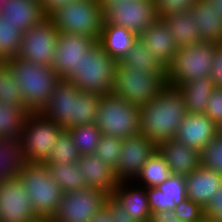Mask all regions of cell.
Returning a JSON list of instances; mask_svg holds the SVG:
<instances>
[{
  "mask_svg": "<svg viewBox=\"0 0 222 222\" xmlns=\"http://www.w3.org/2000/svg\"><path fill=\"white\" fill-rule=\"evenodd\" d=\"M186 114L181 92L166 85L151 102L140 107V133L157 146L175 139Z\"/></svg>",
  "mask_w": 222,
  "mask_h": 222,
  "instance_id": "1",
  "label": "cell"
},
{
  "mask_svg": "<svg viewBox=\"0 0 222 222\" xmlns=\"http://www.w3.org/2000/svg\"><path fill=\"white\" fill-rule=\"evenodd\" d=\"M102 95L83 92L75 84L60 79L47 106L41 111L64 130L96 123Z\"/></svg>",
  "mask_w": 222,
  "mask_h": 222,
  "instance_id": "2",
  "label": "cell"
},
{
  "mask_svg": "<svg viewBox=\"0 0 222 222\" xmlns=\"http://www.w3.org/2000/svg\"><path fill=\"white\" fill-rule=\"evenodd\" d=\"M20 86L24 104L29 112H41L51 99L56 84L60 81L50 66L38 65L22 58L7 61Z\"/></svg>",
  "mask_w": 222,
  "mask_h": 222,
  "instance_id": "3",
  "label": "cell"
},
{
  "mask_svg": "<svg viewBox=\"0 0 222 222\" xmlns=\"http://www.w3.org/2000/svg\"><path fill=\"white\" fill-rule=\"evenodd\" d=\"M18 178L28 192L37 218L50 222L60 207L64 192L52 179L48 166L45 163L26 162Z\"/></svg>",
  "mask_w": 222,
  "mask_h": 222,
  "instance_id": "4",
  "label": "cell"
},
{
  "mask_svg": "<svg viewBox=\"0 0 222 222\" xmlns=\"http://www.w3.org/2000/svg\"><path fill=\"white\" fill-rule=\"evenodd\" d=\"M117 62L108 55L97 41L83 57L79 69L66 80L83 91L100 95L112 93Z\"/></svg>",
  "mask_w": 222,
  "mask_h": 222,
  "instance_id": "5",
  "label": "cell"
},
{
  "mask_svg": "<svg viewBox=\"0 0 222 222\" xmlns=\"http://www.w3.org/2000/svg\"><path fill=\"white\" fill-rule=\"evenodd\" d=\"M96 125L105 136L127 139L140 133V107L113 93L100 100Z\"/></svg>",
  "mask_w": 222,
  "mask_h": 222,
  "instance_id": "6",
  "label": "cell"
},
{
  "mask_svg": "<svg viewBox=\"0 0 222 222\" xmlns=\"http://www.w3.org/2000/svg\"><path fill=\"white\" fill-rule=\"evenodd\" d=\"M48 18L58 32L87 35L98 41L103 25V9L97 0H73Z\"/></svg>",
  "mask_w": 222,
  "mask_h": 222,
  "instance_id": "7",
  "label": "cell"
},
{
  "mask_svg": "<svg viewBox=\"0 0 222 222\" xmlns=\"http://www.w3.org/2000/svg\"><path fill=\"white\" fill-rule=\"evenodd\" d=\"M166 85V75L145 73L117 62L112 93L141 107L151 102Z\"/></svg>",
  "mask_w": 222,
  "mask_h": 222,
  "instance_id": "8",
  "label": "cell"
},
{
  "mask_svg": "<svg viewBox=\"0 0 222 222\" xmlns=\"http://www.w3.org/2000/svg\"><path fill=\"white\" fill-rule=\"evenodd\" d=\"M215 44L200 42L179 48L166 67V84L177 87L196 78L210 77Z\"/></svg>",
  "mask_w": 222,
  "mask_h": 222,
  "instance_id": "9",
  "label": "cell"
},
{
  "mask_svg": "<svg viewBox=\"0 0 222 222\" xmlns=\"http://www.w3.org/2000/svg\"><path fill=\"white\" fill-rule=\"evenodd\" d=\"M63 130L58 123L47 118L42 112H29L23 122L20 136L26 162L45 163Z\"/></svg>",
  "mask_w": 222,
  "mask_h": 222,
  "instance_id": "10",
  "label": "cell"
},
{
  "mask_svg": "<svg viewBox=\"0 0 222 222\" xmlns=\"http://www.w3.org/2000/svg\"><path fill=\"white\" fill-rule=\"evenodd\" d=\"M158 20L153 0H123L103 9V25H117L138 37Z\"/></svg>",
  "mask_w": 222,
  "mask_h": 222,
  "instance_id": "11",
  "label": "cell"
},
{
  "mask_svg": "<svg viewBox=\"0 0 222 222\" xmlns=\"http://www.w3.org/2000/svg\"><path fill=\"white\" fill-rule=\"evenodd\" d=\"M58 30L47 17L23 33L18 58L38 65L52 66L58 40Z\"/></svg>",
  "mask_w": 222,
  "mask_h": 222,
  "instance_id": "12",
  "label": "cell"
},
{
  "mask_svg": "<svg viewBox=\"0 0 222 222\" xmlns=\"http://www.w3.org/2000/svg\"><path fill=\"white\" fill-rule=\"evenodd\" d=\"M109 195L96 188L63 193L60 207L50 222H89Z\"/></svg>",
  "mask_w": 222,
  "mask_h": 222,
  "instance_id": "13",
  "label": "cell"
},
{
  "mask_svg": "<svg viewBox=\"0 0 222 222\" xmlns=\"http://www.w3.org/2000/svg\"><path fill=\"white\" fill-rule=\"evenodd\" d=\"M157 150L158 146L142 133L123 139L118 165L114 170L118 181H134L142 166Z\"/></svg>",
  "mask_w": 222,
  "mask_h": 222,
  "instance_id": "14",
  "label": "cell"
},
{
  "mask_svg": "<svg viewBox=\"0 0 222 222\" xmlns=\"http://www.w3.org/2000/svg\"><path fill=\"white\" fill-rule=\"evenodd\" d=\"M0 222H40L18 177L0 183Z\"/></svg>",
  "mask_w": 222,
  "mask_h": 222,
  "instance_id": "15",
  "label": "cell"
},
{
  "mask_svg": "<svg viewBox=\"0 0 222 222\" xmlns=\"http://www.w3.org/2000/svg\"><path fill=\"white\" fill-rule=\"evenodd\" d=\"M96 42L87 35L59 32L51 66L57 76L66 80L76 69H79L83 57L86 56V51Z\"/></svg>",
  "mask_w": 222,
  "mask_h": 222,
  "instance_id": "16",
  "label": "cell"
},
{
  "mask_svg": "<svg viewBox=\"0 0 222 222\" xmlns=\"http://www.w3.org/2000/svg\"><path fill=\"white\" fill-rule=\"evenodd\" d=\"M218 127L205 114L187 113L175 139L201 152L218 134Z\"/></svg>",
  "mask_w": 222,
  "mask_h": 222,
  "instance_id": "17",
  "label": "cell"
},
{
  "mask_svg": "<svg viewBox=\"0 0 222 222\" xmlns=\"http://www.w3.org/2000/svg\"><path fill=\"white\" fill-rule=\"evenodd\" d=\"M185 183L187 198L206 209L214 195L221 189L222 175L200 166L185 176Z\"/></svg>",
  "mask_w": 222,
  "mask_h": 222,
  "instance_id": "18",
  "label": "cell"
},
{
  "mask_svg": "<svg viewBox=\"0 0 222 222\" xmlns=\"http://www.w3.org/2000/svg\"><path fill=\"white\" fill-rule=\"evenodd\" d=\"M172 174L187 176L201 166L200 152L172 139L158 145Z\"/></svg>",
  "mask_w": 222,
  "mask_h": 222,
  "instance_id": "19",
  "label": "cell"
},
{
  "mask_svg": "<svg viewBox=\"0 0 222 222\" xmlns=\"http://www.w3.org/2000/svg\"><path fill=\"white\" fill-rule=\"evenodd\" d=\"M77 164L88 187L96 188L108 195H112L119 184L113 168L94 153L81 154Z\"/></svg>",
  "mask_w": 222,
  "mask_h": 222,
  "instance_id": "20",
  "label": "cell"
},
{
  "mask_svg": "<svg viewBox=\"0 0 222 222\" xmlns=\"http://www.w3.org/2000/svg\"><path fill=\"white\" fill-rule=\"evenodd\" d=\"M112 196L138 222H150L151 211L146 188L134 181L119 182Z\"/></svg>",
  "mask_w": 222,
  "mask_h": 222,
  "instance_id": "21",
  "label": "cell"
},
{
  "mask_svg": "<svg viewBox=\"0 0 222 222\" xmlns=\"http://www.w3.org/2000/svg\"><path fill=\"white\" fill-rule=\"evenodd\" d=\"M0 14L22 33L47 18L39 0H6Z\"/></svg>",
  "mask_w": 222,
  "mask_h": 222,
  "instance_id": "22",
  "label": "cell"
},
{
  "mask_svg": "<svg viewBox=\"0 0 222 222\" xmlns=\"http://www.w3.org/2000/svg\"><path fill=\"white\" fill-rule=\"evenodd\" d=\"M139 39L145 48L166 67L171 63L178 50L170 31L161 19L146 29Z\"/></svg>",
  "mask_w": 222,
  "mask_h": 222,
  "instance_id": "23",
  "label": "cell"
},
{
  "mask_svg": "<svg viewBox=\"0 0 222 222\" xmlns=\"http://www.w3.org/2000/svg\"><path fill=\"white\" fill-rule=\"evenodd\" d=\"M209 0H198L192 10V19L201 34V42H222V17Z\"/></svg>",
  "mask_w": 222,
  "mask_h": 222,
  "instance_id": "24",
  "label": "cell"
},
{
  "mask_svg": "<svg viewBox=\"0 0 222 222\" xmlns=\"http://www.w3.org/2000/svg\"><path fill=\"white\" fill-rule=\"evenodd\" d=\"M139 37L130 30L117 25H102L100 47L116 62L121 61Z\"/></svg>",
  "mask_w": 222,
  "mask_h": 222,
  "instance_id": "25",
  "label": "cell"
},
{
  "mask_svg": "<svg viewBox=\"0 0 222 222\" xmlns=\"http://www.w3.org/2000/svg\"><path fill=\"white\" fill-rule=\"evenodd\" d=\"M184 97L187 113L205 114L207 101L216 86L210 77H201L177 86Z\"/></svg>",
  "mask_w": 222,
  "mask_h": 222,
  "instance_id": "26",
  "label": "cell"
},
{
  "mask_svg": "<svg viewBox=\"0 0 222 222\" xmlns=\"http://www.w3.org/2000/svg\"><path fill=\"white\" fill-rule=\"evenodd\" d=\"M161 20L170 31L178 49L201 42V34L192 19V10L187 13H175Z\"/></svg>",
  "mask_w": 222,
  "mask_h": 222,
  "instance_id": "27",
  "label": "cell"
},
{
  "mask_svg": "<svg viewBox=\"0 0 222 222\" xmlns=\"http://www.w3.org/2000/svg\"><path fill=\"white\" fill-rule=\"evenodd\" d=\"M25 163L20 137L0 138V183L18 177Z\"/></svg>",
  "mask_w": 222,
  "mask_h": 222,
  "instance_id": "28",
  "label": "cell"
},
{
  "mask_svg": "<svg viewBox=\"0 0 222 222\" xmlns=\"http://www.w3.org/2000/svg\"><path fill=\"white\" fill-rule=\"evenodd\" d=\"M118 63L120 65H130L133 69L141 70L145 73L166 75V66L145 48L139 38L130 51Z\"/></svg>",
  "mask_w": 222,
  "mask_h": 222,
  "instance_id": "29",
  "label": "cell"
},
{
  "mask_svg": "<svg viewBox=\"0 0 222 222\" xmlns=\"http://www.w3.org/2000/svg\"><path fill=\"white\" fill-rule=\"evenodd\" d=\"M45 164L49 168L52 179L61 187L64 193L88 188L78 164H64L61 162Z\"/></svg>",
  "mask_w": 222,
  "mask_h": 222,
  "instance_id": "30",
  "label": "cell"
},
{
  "mask_svg": "<svg viewBox=\"0 0 222 222\" xmlns=\"http://www.w3.org/2000/svg\"><path fill=\"white\" fill-rule=\"evenodd\" d=\"M172 175L165 158L157 150L142 166L134 182L145 188L157 187Z\"/></svg>",
  "mask_w": 222,
  "mask_h": 222,
  "instance_id": "31",
  "label": "cell"
},
{
  "mask_svg": "<svg viewBox=\"0 0 222 222\" xmlns=\"http://www.w3.org/2000/svg\"><path fill=\"white\" fill-rule=\"evenodd\" d=\"M29 113L26 107L0 102V138L16 139L21 136L23 122Z\"/></svg>",
  "mask_w": 222,
  "mask_h": 222,
  "instance_id": "32",
  "label": "cell"
},
{
  "mask_svg": "<svg viewBox=\"0 0 222 222\" xmlns=\"http://www.w3.org/2000/svg\"><path fill=\"white\" fill-rule=\"evenodd\" d=\"M23 33L0 14V62L17 58Z\"/></svg>",
  "mask_w": 222,
  "mask_h": 222,
  "instance_id": "33",
  "label": "cell"
},
{
  "mask_svg": "<svg viewBox=\"0 0 222 222\" xmlns=\"http://www.w3.org/2000/svg\"><path fill=\"white\" fill-rule=\"evenodd\" d=\"M0 102L7 105L26 107L20 86L7 62H0Z\"/></svg>",
  "mask_w": 222,
  "mask_h": 222,
  "instance_id": "34",
  "label": "cell"
},
{
  "mask_svg": "<svg viewBox=\"0 0 222 222\" xmlns=\"http://www.w3.org/2000/svg\"><path fill=\"white\" fill-rule=\"evenodd\" d=\"M56 147L52 150L45 163H71L77 164L81 153L68 130H63L57 138Z\"/></svg>",
  "mask_w": 222,
  "mask_h": 222,
  "instance_id": "35",
  "label": "cell"
},
{
  "mask_svg": "<svg viewBox=\"0 0 222 222\" xmlns=\"http://www.w3.org/2000/svg\"><path fill=\"white\" fill-rule=\"evenodd\" d=\"M68 131L81 154L94 153L102 136L96 123L76 126Z\"/></svg>",
  "mask_w": 222,
  "mask_h": 222,
  "instance_id": "36",
  "label": "cell"
},
{
  "mask_svg": "<svg viewBox=\"0 0 222 222\" xmlns=\"http://www.w3.org/2000/svg\"><path fill=\"white\" fill-rule=\"evenodd\" d=\"M157 188L167 197V210H174L176 205L187 199L184 176L172 174Z\"/></svg>",
  "mask_w": 222,
  "mask_h": 222,
  "instance_id": "37",
  "label": "cell"
},
{
  "mask_svg": "<svg viewBox=\"0 0 222 222\" xmlns=\"http://www.w3.org/2000/svg\"><path fill=\"white\" fill-rule=\"evenodd\" d=\"M122 141L123 139L120 138L102 135L94 154L115 170L122 149Z\"/></svg>",
  "mask_w": 222,
  "mask_h": 222,
  "instance_id": "38",
  "label": "cell"
},
{
  "mask_svg": "<svg viewBox=\"0 0 222 222\" xmlns=\"http://www.w3.org/2000/svg\"><path fill=\"white\" fill-rule=\"evenodd\" d=\"M201 166L222 175V135L219 133L200 152Z\"/></svg>",
  "mask_w": 222,
  "mask_h": 222,
  "instance_id": "39",
  "label": "cell"
},
{
  "mask_svg": "<svg viewBox=\"0 0 222 222\" xmlns=\"http://www.w3.org/2000/svg\"><path fill=\"white\" fill-rule=\"evenodd\" d=\"M198 0H153L158 19L165 18L175 13H187Z\"/></svg>",
  "mask_w": 222,
  "mask_h": 222,
  "instance_id": "40",
  "label": "cell"
},
{
  "mask_svg": "<svg viewBox=\"0 0 222 222\" xmlns=\"http://www.w3.org/2000/svg\"><path fill=\"white\" fill-rule=\"evenodd\" d=\"M174 211L182 222H199L205 216V209L188 198L176 205Z\"/></svg>",
  "mask_w": 222,
  "mask_h": 222,
  "instance_id": "41",
  "label": "cell"
},
{
  "mask_svg": "<svg viewBox=\"0 0 222 222\" xmlns=\"http://www.w3.org/2000/svg\"><path fill=\"white\" fill-rule=\"evenodd\" d=\"M205 115L218 126L222 123V87H216L210 95Z\"/></svg>",
  "mask_w": 222,
  "mask_h": 222,
  "instance_id": "42",
  "label": "cell"
},
{
  "mask_svg": "<svg viewBox=\"0 0 222 222\" xmlns=\"http://www.w3.org/2000/svg\"><path fill=\"white\" fill-rule=\"evenodd\" d=\"M104 206L108 209L114 222H138L126 212V210L112 195L107 197Z\"/></svg>",
  "mask_w": 222,
  "mask_h": 222,
  "instance_id": "43",
  "label": "cell"
},
{
  "mask_svg": "<svg viewBox=\"0 0 222 222\" xmlns=\"http://www.w3.org/2000/svg\"><path fill=\"white\" fill-rule=\"evenodd\" d=\"M151 213L167 210V197L157 187L146 188Z\"/></svg>",
  "mask_w": 222,
  "mask_h": 222,
  "instance_id": "44",
  "label": "cell"
},
{
  "mask_svg": "<svg viewBox=\"0 0 222 222\" xmlns=\"http://www.w3.org/2000/svg\"><path fill=\"white\" fill-rule=\"evenodd\" d=\"M210 78L216 87H222V44H215Z\"/></svg>",
  "mask_w": 222,
  "mask_h": 222,
  "instance_id": "45",
  "label": "cell"
},
{
  "mask_svg": "<svg viewBox=\"0 0 222 222\" xmlns=\"http://www.w3.org/2000/svg\"><path fill=\"white\" fill-rule=\"evenodd\" d=\"M205 215L218 222H222V186L214 195L213 200L205 209Z\"/></svg>",
  "mask_w": 222,
  "mask_h": 222,
  "instance_id": "46",
  "label": "cell"
},
{
  "mask_svg": "<svg viewBox=\"0 0 222 222\" xmlns=\"http://www.w3.org/2000/svg\"><path fill=\"white\" fill-rule=\"evenodd\" d=\"M73 0H39L46 17H49L53 12L62 8Z\"/></svg>",
  "mask_w": 222,
  "mask_h": 222,
  "instance_id": "47",
  "label": "cell"
},
{
  "mask_svg": "<svg viewBox=\"0 0 222 222\" xmlns=\"http://www.w3.org/2000/svg\"><path fill=\"white\" fill-rule=\"evenodd\" d=\"M150 222H182L176 217L174 210H164L151 214Z\"/></svg>",
  "mask_w": 222,
  "mask_h": 222,
  "instance_id": "48",
  "label": "cell"
},
{
  "mask_svg": "<svg viewBox=\"0 0 222 222\" xmlns=\"http://www.w3.org/2000/svg\"><path fill=\"white\" fill-rule=\"evenodd\" d=\"M89 222H114L110 216L108 209L103 206Z\"/></svg>",
  "mask_w": 222,
  "mask_h": 222,
  "instance_id": "49",
  "label": "cell"
},
{
  "mask_svg": "<svg viewBox=\"0 0 222 222\" xmlns=\"http://www.w3.org/2000/svg\"><path fill=\"white\" fill-rule=\"evenodd\" d=\"M209 2L215 5L217 8L216 12L220 17H222V0H209Z\"/></svg>",
  "mask_w": 222,
  "mask_h": 222,
  "instance_id": "50",
  "label": "cell"
},
{
  "mask_svg": "<svg viewBox=\"0 0 222 222\" xmlns=\"http://www.w3.org/2000/svg\"><path fill=\"white\" fill-rule=\"evenodd\" d=\"M99 3V6L104 9L109 4H114L115 2L123 1V0H97Z\"/></svg>",
  "mask_w": 222,
  "mask_h": 222,
  "instance_id": "51",
  "label": "cell"
},
{
  "mask_svg": "<svg viewBox=\"0 0 222 222\" xmlns=\"http://www.w3.org/2000/svg\"><path fill=\"white\" fill-rule=\"evenodd\" d=\"M199 222H218L210 217H207L206 215L199 221Z\"/></svg>",
  "mask_w": 222,
  "mask_h": 222,
  "instance_id": "52",
  "label": "cell"
},
{
  "mask_svg": "<svg viewBox=\"0 0 222 222\" xmlns=\"http://www.w3.org/2000/svg\"><path fill=\"white\" fill-rule=\"evenodd\" d=\"M218 133L220 134V135H222V123L219 125V127H218Z\"/></svg>",
  "mask_w": 222,
  "mask_h": 222,
  "instance_id": "53",
  "label": "cell"
},
{
  "mask_svg": "<svg viewBox=\"0 0 222 222\" xmlns=\"http://www.w3.org/2000/svg\"><path fill=\"white\" fill-rule=\"evenodd\" d=\"M6 0H0V10Z\"/></svg>",
  "mask_w": 222,
  "mask_h": 222,
  "instance_id": "54",
  "label": "cell"
}]
</instances>
